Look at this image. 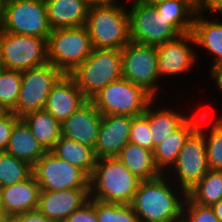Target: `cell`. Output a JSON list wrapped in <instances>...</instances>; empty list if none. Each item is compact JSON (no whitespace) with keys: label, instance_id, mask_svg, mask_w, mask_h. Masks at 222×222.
Listing matches in <instances>:
<instances>
[{"label":"cell","instance_id":"41","mask_svg":"<svg viewBox=\"0 0 222 222\" xmlns=\"http://www.w3.org/2000/svg\"><path fill=\"white\" fill-rule=\"evenodd\" d=\"M89 7L91 6H100V5H109L115 3L116 0H84Z\"/></svg>","mask_w":222,"mask_h":222},{"label":"cell","instance_id":"32","mask_svg":"<svg viewBox=\"0 0 222 222\" xmlns=\"http://www.w3.org/2000/svg\"><path fill=\"white\" fill-rule=\"evenodd\" d=\"M99 222H140L131 204L105 203L94 199Z\"/></svg>","mask_w":222,"mask_h":222},{"label":"cell","instance_id":"2","mask_svg":"<svg viewBox=\"0 0 222 222\" xmlns=\"http://www.w3.org/2000/svg\"><path fill=\"white\" fill-rule=\"evenodd\" d=\"M140 182L117 157L100 158L90 177V198L105 203L131 204Z\"/></svg>","mask_w":222,"mask_h":222},{"label":"cell","instance_id":"26","mask_svg":"<svg viewBox=\"0 0 222 222\" xmlns=\"http://www.w3.org/2000/svg\"><path fill=\"white\" fill-rule=\"evenodd\" d=\"M58 158L82 169L89 177L92 176L97 162L94 149L75 140L61 136L51 150Z\"/></svg>","mask_w":222,"mask_h":222},{"label":"cell","instance_id":"10","mask_svg":"<svg viewBox=\"0 0 222 222\" xmlns=\"http://www.w3.org/2000/svg\"><path fill=\"white\" fill-rule=\"evenodd\" d=\"M63 75L49 62L21 72L19 98L12 112L22 118L30 112L44 110L52 87Z\"/></svg>","mask_w":222,"mask_h":222},{"label":"cell","instance_id":"27","mask_svg":"<svg viewBox=\"0 0 222 222\" xmlns=\"http://www.w3.org/2000/svg\"><path fill=\"white\" fill-rule=\"evenodd\" d=\"M155 7L182 34L192 32L193 20L198 11L197 0H167Z\"/></svg>","mask_w":222,"mask_h":222},{"label":"cell","instance_id":"15","mask_svg":"<svg viewBox=\"0 0 222 222\" xmlns=\"http://www.w3.org/2000/svg\"><path fill=\"white\" fill-rule=\"evenodd\" d=\"M132 116L102 115L94 152L97 159L117 157L129 142Z\"/></svg>","mask_w":222,"mask_h":222},{"label":"cell","instance_id":"45","mask_svg":"<svg viewBox=\"0 0 222 222\" xmlns=\"http://www.w3.org/2000/svg\"><path fill=\"white\" fill-rule=\"evenodd\" d=\"M8 216L9 215L3 209H0V222H5Z\"/></svg>","mask_w":222,"mask_h":222},{"label":"cell","instance_id":"13","mask_svg":"<svg viewBox=\"0 0 222 222\" xmlns=\"http://www.w3.org/2000/svg\"><path fill=\"white\" fill-rule=\"evenodd\" d=\"M157 60L156 46L130 41L121 49L122 78L142 87L155 99L160 78Z\"/></svg>","mask_w":222,"mask_h":222},{"label":"cell","instance_id":"5","mask_svg":"<svg viewBox=\"0 0 222 222\" xmlns=\"http://www.w3.org/2000/svg\"><path fill=\"white\" fill-rule=\"evenodd\" d=\"M88 30L83 26L54 29L47 39L48 62L69 75L92 53Z\"/></svg>","mask_w":222,"mask_h":222},{"label":"cell","instance_id":"31","mask_svg":"<svg viewBox=\"0 0 222 222\" xmlns=\"http://www.w3.org/2000/svg\"><path fill=\"white\" fill-rule=\"evenodd\" d=\"M21 72L0 69V108L12 112L19 98L21 87Z\"/></svg>","mask_w":222,"mask_h":222},{"label":"cell","instance_id":"19","mask_svg":"<svg viewBox=\"0 0 222 222\" xmlns=\"http://www.w3.org/2000/svg\"><path fill=\"white\" fill-rule=\"evenodd\" d=\"M40 193V186L32 174L26 180L2 187V209L9 216L37 210Z\"/></svg>","mask_w":222,"mask_h":222},{"label":"cell","instance_id":"38","mask_svg":"<svg viewBox=\"0 0 222 222\" xmlns=\"http://www.w3.org/2000/svg\"><path fill=\"white\" fill-rule=\"evenodd\" d=\"M20 222H54L44 216L38 209L16 215Z\"/></svg>","mask_w":222,"mask_h":222},{"label":"cell","instance_id":"22","mask_svg":"<svg viewBox=\"0 0 222 222\" xmlns=\"http://www.w3.org/2000/svg\"><path fill=\"white\" fill-rule=\"evenodd\" d=\"M5 152L33 166L47 151L32 135L25 121L20 118L13 127Z\"/></svg>","mask_w":222,"mask_h":222},{"label":"cell","instance_id":"24","mask_svg":"<svg viewBox=\"0 0 222 222\" xmlns=\"http://www.w3.org/2000/svg\"><path fill=\"white\" fill-rule=\"evenodd\" d=\"M117 158L141 181L154 179L162 173L156 167L152 150L128 142Z\"/></svg>","mask_w":222,"mask_h":222},{"label":"cell","instance_id":"35","mask_svg":"<svg viewBox=\"0 0 222 222\" xmlns=\"http://www.w3.org/2000/svg\"><path fill=\"white\" fill-rule=\"evenodd\" d=\"M187 210V211H186ZM183 222H220L209 206L194 203L186 196L182 209Z\"/></svg>","mask_w":222,"mask_h":222},{"label":"cell","instance_id":"37","mask_svg":"<svg viewBox=\"0 0 222 222\" xmlns=\"http://www.w3.org/2000/svg\"><path fill=\"white\" fill-rule=\"evenodd\" d=\"M64 222H99L94 209V199L83 204L79 209H76Z\"/></svg>","mask_w":222,"mask_h":222},{"label":"cell","instance_id":"28","mask_svg":"<svg viewBox=\"0 0 222 222\" xmlns=\"http://www.w3.org/2000/svg\"><path fill=\"white\" fill-rule=\"evenodd\" d=\"M196 204L209 206L222 200V170L210 169L188 192Z\"/></svg>","mask_w":222,"mask_h":222},{"label":"cell","instance_id":"9","mask_svg":"<svg viewBox=\"0 0 222 222\" xmlns=\"http://www.w3.org/2000/svg\"><path fill=\"white\" fill-rule=\"evenodd\" d=\"M128 14L132 42L158 46L182 34L155 6L132 3Z\"/></svg>","mask_w":222,"mask_h":222},{"label":"cell","instance_id":"7","mask_svg":"<svg viewBox=\"0 0 222 222\" xmlns=\"http://www.w3.org/2000/svg\"><path fill=\"white\" fill-rule=\"evenodd\" d=\"M47 62L45 38L0 32L1 68L23 72Z\"/></svg>","mask_w":222,"mask_h":222},{"label":"cell","instance_id":"43","mask_svg":"<svg viewBox=\"0 0 222 222\" xmlns=\"http://www.w3.org/2000/svg\"><path fill=\"white\" fill-rule=\"evenodd\" d=\"M164 1L167 0H134L133 3H139V4H146V5H152V6H156L160 3H163Z\"/></svg>","mask_w":222,"mask_h":222},{"label":"cell","instance_id":"4","mask_svg":"<svg viewBox=\"0 0 222 222\" xmlns=\"http://www.w3.org/2000/svg\"><path fill=\"white\" fill-rule=\"evenodd\" d=\"M69 76L91 100L105 86L122 78L121 50L93 48L91 55Z\"/></svg>","mask_w":222,"mask_h":222},{"label":"cell","instance_id":"17","mask_svg":"<svg viewBox=\"0 0 222 222\" xmlns=\"http://www.w3.org/2000/svg\"><path fill=\"white\" fill-rule=\"evenodd\" d=\"M101 121L102 114L88 100L61 124L62 136L94 149Z\"/></svg>","mask_w":222,"mask_h":222},{"label":"cell","instance_id":"47","mask_svg":"<svg viewBox=\"0 0 222 222\" xmlns=\"http://www.w3.org/2000/svg\"><path fill=\"white\" fill-rule=\"evenodd\" d=\"M1 194H2V188L0 187V209H2Z\"/></svg>","mask_w":222,"mask_h":222},{"label":"cell","instance_id":"3","mask_svg":"<svg viewBox=\"0 0 222 222\" xmlns=\"http://www.w3.org/2000/svg\"><path fill=\"white\" fill-rule=\"evenodd\" d=\"M124 8L117 1L89 8L85 27L93 48L121 50L131 41L129 14Z\"/></svg>","mask_w":222,"mask_h":222},{"label":"cell","instance_id":"16","mask_svg":"<svg viewBox=\"0 0 222 222\" xmlns=\"http://www.w3.org/2000/svg\"><path fill=\"white\" fill-rule=\"evenodd\" d=\"M90 198V188L41 191L38 210L49 220L64 222Z\"/></svg>","mask_w":222,"mask_h":222},{"label":"cell","instance_id":"12","mask_svg":"<svg viewBox=\"0 0 222 222\" xmlns=\"http://www.w3.org/2000/svg\"><path fill=\"white\" fill-rule=\"evenodd\" d=\"M32 174L41 191L90 188V177L82 169L58 158L51 151L32 166Z\"/></svg>","mask_w":222,"mask_h":222},{"label":"cell","instance_id":"18","mask_svg":"<svg viewBox=\"0 0 222 222\" xmlns=\"http://www.w3.org/2000/svg\"><path fill=\"white\" fill-rule=\"evenodd\" d=\"M87 101L88 99L78 89L74 80L64 74L52 87L44 110L62 124Z\"/></svg>","mask_w":222,"mask_h":222},{"label":"cell","instance_id":"29","mask_svg":"<svg viewBox=\"0 0 222 222\" xmlns=\"http://www.w3.org/2000/svg\"><path fill=\"white\" fill-rule=\"evenodd\" d=\"M149 104V127L151 130L153 150L166 137L174 132L188 117L171 109H152Z\"/></svg>","mask_w":222,"mask_h":222},{"label":"cell","instance_id":"1","mask_svg":"<svg viewBox=\"0 0 222 222\" xmlns=\"http://www.w3.org/2000/svg\"><path fill=\"white\" fill-rule=\"evenodd\" d=\"M168 174L141 181L131 206L140 222H180L185 198L171 189ZM168 181V182H167ZM169 184V185H168Z\"/></svg>","mask_w":222,"mask_h":222},{"label":"cell","instance_id":"44","mask_svg":"<svg viewBox=\"0 0 222 222\" xmlns=\"http://www.w3.org/2000/svg\"><path fill=\"white\" fill-rule=\"evenodd\" d=\"M5 2L6 0H0V32L2 31Z\"/></svg>","mask_w":222,"mask_h":222},{"label":"cell","instance_id":"40","mask_svg":"<svg viewBox=\"0 0 222 222\" xmlns=\"http://www.w3.org/2000/svg\"><path fill=\"white\" fill-rule=\"evenodd\" d=\"M210 75L211 78L216 82L215 84L222 91V63L211 66Z\"/></svg>","mask_w":222,"mask_h":222},{"label":"cell","instance_id":"39","mask_svg":"<svg viewBox=\"0 0 222 222\" xmlns=\"http://www.w3.org/2000/svg\"><path fill=\"white\" fill-rule=\"evenodd\" d=\"M197 9L201 12L209 10L210 12L218 11L222 14V0H197Z\"/></svg>","mask_w":222,"mask_h":222},{"label":"cell","instance_id":"34","mask_svg":"<svg viewBox=\"0 0 222 222\" xmlns=\"http://www.w3.org/2000/svg\"><path fill=\"white\" fill-rule=\"evenodd\" d=\"M129 142L153 151V142L149 127V105L142 115L133 117Z\"/></svg>","mask_w":222,"mask_h":222},{"label":"cell","instance_id":"30","mask_svg":"<svg viewBox=\"0 0 222 222\" xmlns=\"http://www.w3.org/2000/svg\"><path fill=\"white\" fill-rule=\"evenodd\" d=\"M32 166L7 152H0V187H6L28 179Z\"/></svg>","mask_w":222,"mask_h":222},{"label":"cell","instance_id":"48","mask_svg":"<svg viewBox=\"0 0 222 222\" xmlns=\"http://www.w3.org/2000/svg\"><path fill=\"white\" fill-rule=\"evenodd\" d=\"M5 111L2 109V108H0V116L4 113Z\"/></svg>","mask_w":222,"mask_h":222},{"label":"cell","instance_id":"21","mask_svg":"<svg viewBox=\"0 0 222 222\" xmlns=\"http://www.w3.org/2000/svg\"><path fill=\"white\" fill-rule=\"evenodd\" d=\"M45 4L52 30L83 26L86 23L90 7L84 0H46Z\"/></svg>","mask_w":222,"mask_h":222},{"label":"cell","instance_id":"14","mask_svg":"<svg viewBox=\"0 0 222 222\" xmlns=\"http://www.w3.org/2000/svg\"><path fill=\"white\" fill-rule=\"evenodd\" d=\"M195 44L191 32L179 35L176 39L156 46L158 53L157 69L160 76L178 75L189 71L196 55L189 44Z\"/></svg>","mask_w":222,"mask_h":222},{"label":"cell","instance_id":"23","mask_svg":"<svg viewBox=\"0 0 222 222\" xmlns=\"http://www.w3.org/2000/svg\"><path fill=\"white\" fill-rule=\"evenodd\" d=\"M197 46L204 47L214 55L212 66L222 63V22L205 19L203 12L197 11L191 32Z\"/></svg>","mask_w":222,"mask_h":222},{"label":"cell","instance_id":"36","mask_svg":"<svg viewBox=\"0 0 222 222\" xmlns=\"http://www.w3.org/2000/svg\"><path fill=\"white\" fill-rule=\"evenodd\" d=\"M19 119L13 112H4L0 116V152H5L13 127Z\"/></svg>","mask_w":222,"mask_h":222},{"label":"cell","instance_id":"6","mask_svg":"<svg viewBox=\"0 0 222 222\" xmlns=\"http://www.w3.org/2000/svg\"><path fill=\"white\" fill-rule=\"evenodd\" d=\"M155 99L142 87L121 78L105 86L91 99L102 115H142Z\"/></svg>","mask_w":222,"mask_h":222},{"label":"cell","instance_id":"8","mask_svg":"<svg viewBox=\"0 0 222 222\" xmlns=\"http://www.w3.org/2000/svg\"><path fill=\"white\" fill-rule=\"evenodd\" d=\"M2 31L48 39L52 29L42 0H6Z\"/></svg>","mask_w":222,"mask_h":222},{"label":"cell","instance_id":"11","mask_svg":"<svg viewBox=\"0 0 222 222\" xmlns=\"http://www.w3.org/2000/svg\"><path fill=\"white\" fill-rule=\"evenodd\" d=\"M206 116V111L200 114L198 128L188 137L172 165L176 170V181L179 180V184L181 183L179 192L182 198H186L187 192L210 170L204 131L201 128V121L203 122Z\"/></svg>","mask_w":222,"mask_h":222},{"label":"cell","instance_id":"46","mask_svg":"<svg viewBox=\"0 0 222 222\" xmlns=\"http://www.w3.org/2000/svg\"><path fill=\"white\" fill-rule=\"evenodd\" d=\"M5 222H20L16 216H8Z\"/></svg>","mask_w":222,"mask_h":222},{"label":"cell","instance_id":"20","mask_svg":"<svg viewBox=\"0 0 222 222\" xmlns=\"http://www.w3.org/2000/svg\"><path fill=\"white\" fill-rule=\"evenodd\" d=\"M188 117L174 132L154 147L156 167L164 174L171 168L188 137L198 128L200 116ZM165 169V170H164Z\"/></svg>","mask_w":222,"mask_h":222},{"label":"cell","instance_id":"42","mask_svg":"<svg viewBox=\"0 0 222 222\" xmlns=\"http://www.w3.org/2000/svg\"><path fill=\"white\" fill-rule=\"evenodd\" d=\"M214 214L217 216V218L222 222V200H220L218 203L211 206Z\"/></svg>","mask_w":222,"mask_h":222},{"label":"cell","instance_id":"25","mask_svg":"<svg viewBox=\"0 0 222 222\" xmlns=\"http://www.w3.org/2000/svg\"><path fill=\"white\" fill-rule=\"evenodd\" d=\"M22 119L46 151H51L62 136L61 123L46 110L30 112Z\"/></svg>","mask_w":222,"mask_h":222},{"label":"cell","instance_id":"33","mask_svg":"<svg viewBox=\"0 0 222 222\" xmlns=\"http://www.w3.org/2000/svg\"><path fill=\"white\" fill-rule=\"evenodd\" d=\"M212 124L209 137L204 133L208 166L212 170H222V118Z\"/></svg>","mask_w":222,"mask_h":222}]
</instances>
